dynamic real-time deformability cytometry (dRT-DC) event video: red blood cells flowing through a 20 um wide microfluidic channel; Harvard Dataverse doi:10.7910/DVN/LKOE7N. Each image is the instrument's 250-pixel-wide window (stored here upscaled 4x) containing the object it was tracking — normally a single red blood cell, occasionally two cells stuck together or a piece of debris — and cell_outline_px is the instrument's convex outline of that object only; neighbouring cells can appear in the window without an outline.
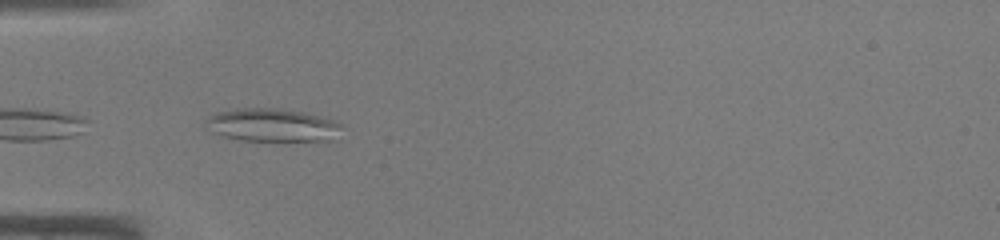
{"species": "common noctule bat (a hibernating species)", "species_latin": "Nyctalus noctula", "temperature_condition": "warm", "stored_images_in_passage": 32, "camera_frame_rate_fps": 3000, "um_per_image_px": 0.085, "animal": {"sex": "male", "body_mass_g": 19.0, "forearm_length_mm": 50.8}, "frame": {"image": 1, "passage_image": 2, "time_ms": 0.333, "image_size_px": [1000, 240], "cell_outline_px": [[340, 128], [336, 140], [244, 140], [224, 136], [212, 132], [204, 124], [204, 120], [208, 116], [216, 112], [240, 108], [276, 108], [304, 112], [332, 120], [340, 124]], "centroid_in_image_um": [23.09, 10.62], "position_along_channel_um": 61.9, "area_um2": 25.95}}
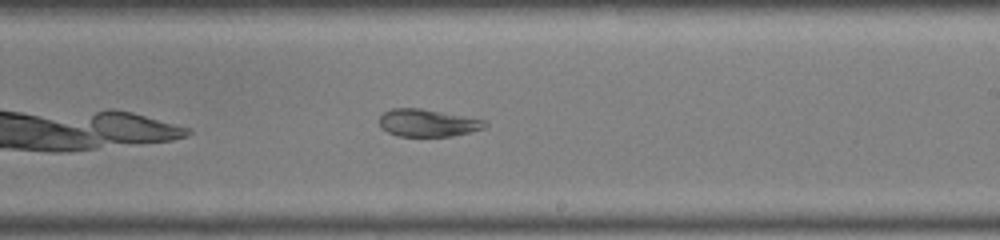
{"frame": {"image": 2, "passage_image": 15, "time_ms": 4.667, "image_size_px": [1000, 240], "cell_outline_px": [[488, 124], [484, 128], [452, 136], [396, 136], [380, 128], [380, 116], [384, 112], [392, 108], [420, 108], [484, 120]], "centroid_in_image_um": [36.3, 10.45], "position_along_channel_um": 252.7, "area_um2": 16.7}}
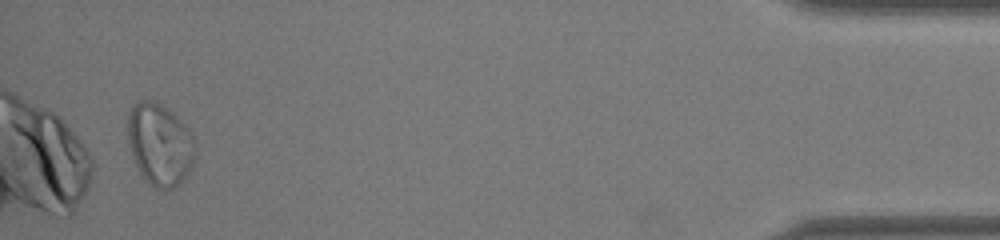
{"frame": {"image": 3, "passage_image": 31, "time_ms": 10.0, "image_size_px": [1000, 240], "cell_outline_px": [[196, 156], [188, 172], [180, 184], [172, 188], [156, 188], [144, 180], [132, 156], [128, 144], [128, 112], [132, 104], [140, 100], [152, 100], [160, 104], [172, 112], [188, 128], [192, 136], [196, 148]], "centroid_in_image_um": [13.57, 12.26], "position_along_channel_um": 421.6, "area_um2": 32.37}}